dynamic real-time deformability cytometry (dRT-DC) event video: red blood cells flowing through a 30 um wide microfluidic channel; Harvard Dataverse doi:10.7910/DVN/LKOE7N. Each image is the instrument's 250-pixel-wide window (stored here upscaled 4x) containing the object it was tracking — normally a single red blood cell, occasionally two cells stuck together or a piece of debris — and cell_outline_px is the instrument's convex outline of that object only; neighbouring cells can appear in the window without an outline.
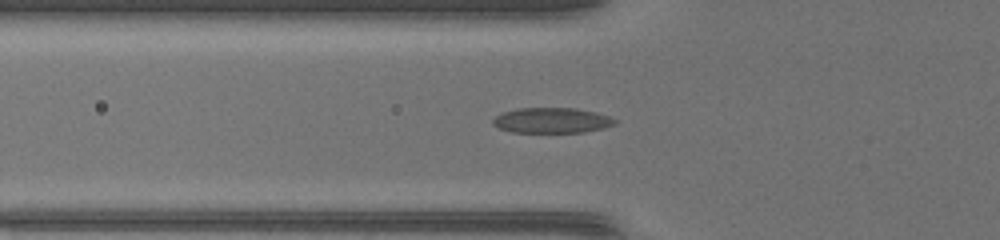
{"species": "common noctule bat (a hibernating species)", "species_latin": "Nyctalus noctula", "temperature_condition": "warm", "stored_images_in_passage": 47, "camera_frame_rate_fps": 3000, "um_per_image_px": 0.085, "animal": {"sex": "female", "body_mass_g": 17.0, "forearm_length_mm": 48.0}, "frame": {"image": 1, "passage_image": 19, "time_ms": 6.0, "image_size_px": [1000, 240], "cell_outline_px": [[616, 124], [604, 128], [584, 132], [512, 132], [500, 128], [492, 124], [492, 120], [496, 116], [504, 112], [516, 108], [576, 108], [596, 112], [608, 116], [616, 120]], "centroid_in_image_um": [46.91, 10.23], "position_along_channel_um": 78.9, "area_um2": 17.98}}
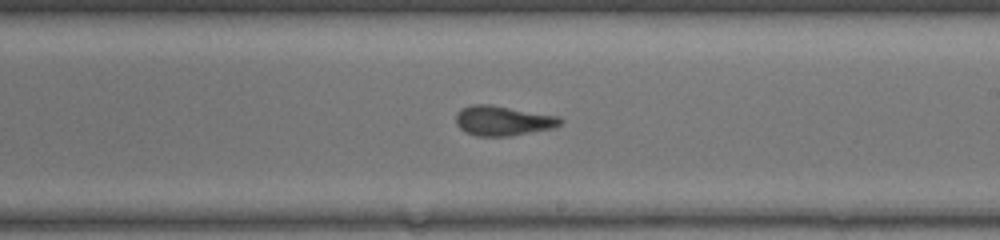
{"frame": {"image": 2, "passage_image": 31, "time_ms": 10.0, "image_size_px": [1000, 240], "cell_outline_px": [[564, 120], [556, 128], [508, 136], [476, 136], [464, 132], [456, 124], [456, 112], [460, 108], [472, 104], [488, 104], [560, 116]], "centroid_in_image_um": [42.74, 10.26], "position_along_channel_um": 246.3, "area_um2": 18.38}}
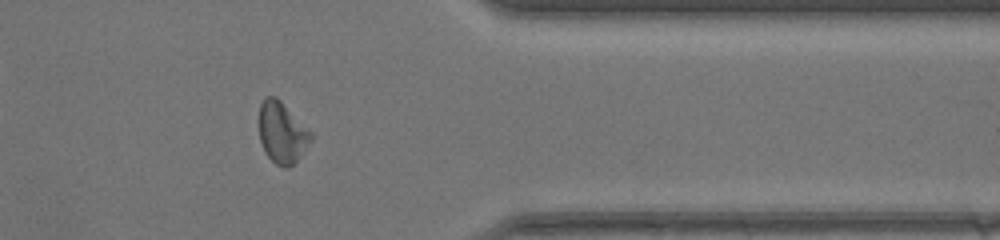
{"frame": {"image": 3, "passage_image": 42, "time_ms": 13.667, "image_size_px": [1000, 240], "cell_outline_px": [[312, 140], [300, 156], [288, 168], [284, 168], [276, 164], [264, 152], [260, 140], [256, 120], [260, 104], [264, 96], [276, 96], [312, 132]], "centroid_in_image_um": [23.92, 11.24], "position_along_channel_um": 387.5, "area_um2": 18.9}}